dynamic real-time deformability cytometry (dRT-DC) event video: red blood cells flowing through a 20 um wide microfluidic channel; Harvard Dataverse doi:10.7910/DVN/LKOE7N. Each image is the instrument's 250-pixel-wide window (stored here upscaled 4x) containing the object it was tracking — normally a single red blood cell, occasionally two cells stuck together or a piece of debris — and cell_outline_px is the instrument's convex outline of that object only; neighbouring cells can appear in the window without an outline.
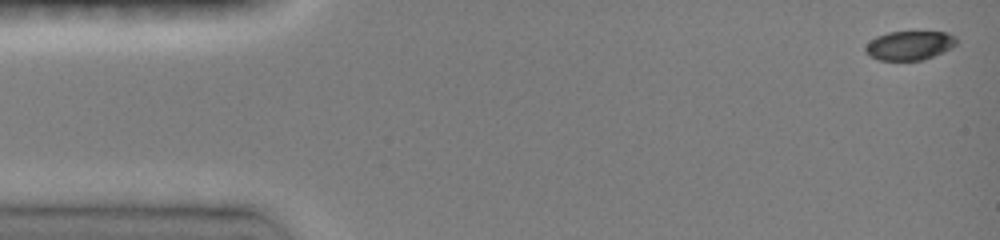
{"species": "common noctule bat (a hibernating species)", "species_latin": "Nyctalus noctula", "temperature_condition": "room temperature", "stored_images_in_passage": 7, "camera_frame_rate_fps": 3000, "um_per_image_px": 0.085, "animal": {"sex": "female", "body_mass_g": 19.0, "forearm_length_mm": 51.5}, "frame": {"image": 1, "passage_image": 1, "time_ms": 0.0, "image_size_px": [1000, 240], "cell_outline_px": [[956, 44], [952, 48], [944, 52], [924, 60], [880, 60], [864, 52], [864, 48], [876, 36], [888, 32], [944, 32], [956, 36]], "centroid_in_image_um": [77.33, 3.87], "position_along_channel_um": 7.7, "area_um2": 15.37}}
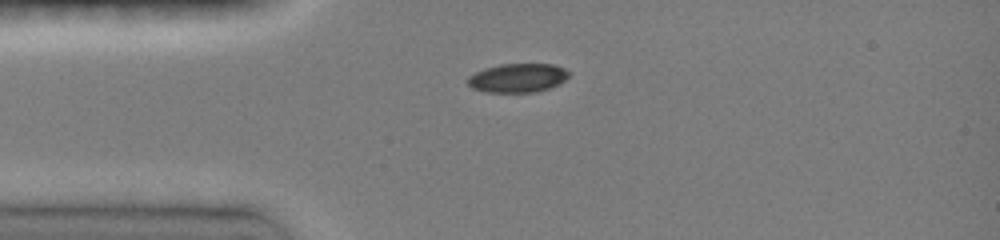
{"frame": {"image": 2, "passage_image": 6, "time_ms": 3.333, "image_size_px": [1000, 240], "cell_outline_px": [[572, 72], [560, 84], [548, 88], [532, 92], [484, 92], [472, 88], [468, 84], [468, 76], [484, 68], [500, 64], [552, 64], [564, 68]], "centroid_in_image_um": [44.01, 6.62], "position_along_channel_um": 41.0, "area_um2": 17.05}}